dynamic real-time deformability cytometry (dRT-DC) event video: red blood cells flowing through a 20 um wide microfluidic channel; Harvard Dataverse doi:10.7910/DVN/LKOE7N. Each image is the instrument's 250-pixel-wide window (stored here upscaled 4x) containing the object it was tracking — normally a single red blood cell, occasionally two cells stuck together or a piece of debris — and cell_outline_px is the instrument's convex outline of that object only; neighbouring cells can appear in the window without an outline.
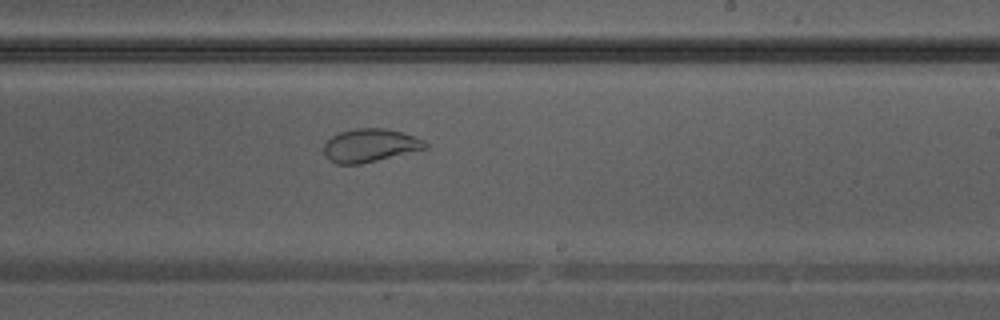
{"species": "Egyptian fruit bat (a non-hibernating species)", "species_latin": "Rousettus aegyptiacus", "temperature_condition": "warm", "stored_images_in_passage": 27, "camera_frame_rate_fps": 3000, "um_per_image_px": 0.085, "animal": {"sex": "male"}, "frame": {"image": 1, "passage_image": 12, "time_ms": 3.667, "image_size_px": [1000, 320], "cell_outline_px": [[428, 148], [360, 164], [336, 164], [328, 160], [324, 152], [324, 144], [332, 136], [340, 132], [356, 128], [388, 128], [424, 140], [428, 144]], "centroid_in_image_um": [31.44, 12.36], "position_along_channel_um": 257.6, "area_um2": 19.54}}